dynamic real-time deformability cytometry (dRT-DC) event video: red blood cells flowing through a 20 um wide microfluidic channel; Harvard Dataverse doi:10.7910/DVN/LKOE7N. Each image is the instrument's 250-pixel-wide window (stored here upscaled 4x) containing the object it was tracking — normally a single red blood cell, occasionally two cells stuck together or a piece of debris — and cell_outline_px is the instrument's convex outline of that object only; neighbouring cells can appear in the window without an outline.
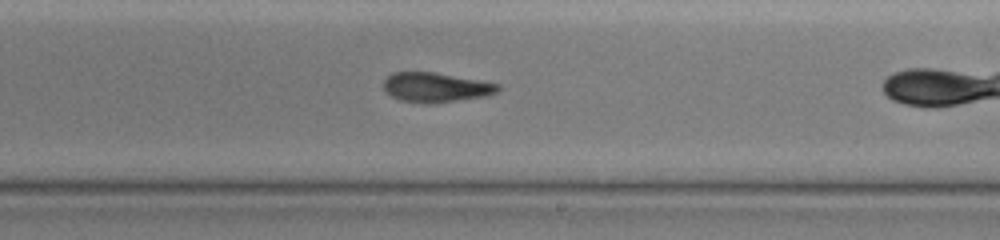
{"species": "common noctule bat (a hibernating species)", "species_latin": "Nyctalus noctula", "temperature_condition": "warm", "stored_images_in_passage": 17, "camera_frame_rate_fps": 3000, "um_per_image_px": 0.085, "animal": {"sex": "female", "body_mass_g": 19.5, "forearm_length_mm": 54.1}, "frame": {"image": 1, "passage_image": 16, "time_ms": 5.0, "image_size_px": [1000, 240], "cell_outline_px": [[500, 88], [496, 92], [488, 96], [432, 104], [424, 104], [400, 100], [392, 96], [380, 84], [392, 72], [432, 72], [500, 84]], "centroid_in_image_um": [37.02, 7.44], "position_along_channel_um": 252.0, "area_um2": 19.77}}